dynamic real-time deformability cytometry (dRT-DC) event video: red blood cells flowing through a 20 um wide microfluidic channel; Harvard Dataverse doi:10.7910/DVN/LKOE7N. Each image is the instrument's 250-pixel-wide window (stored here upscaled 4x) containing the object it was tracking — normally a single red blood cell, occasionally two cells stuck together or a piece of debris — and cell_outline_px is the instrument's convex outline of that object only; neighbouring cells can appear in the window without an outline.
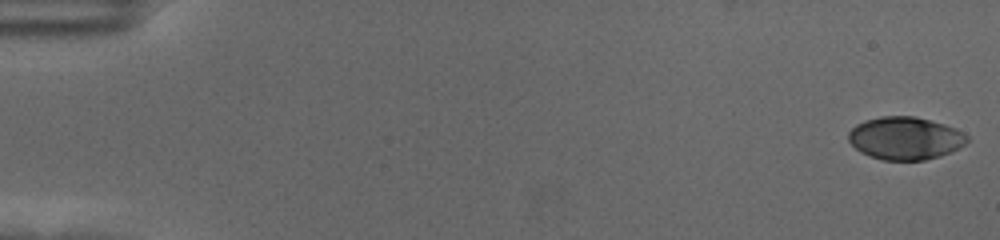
{"species": "human", "species_latin": "Homo sapiens", "temperature_condition": "cold", "stored_images_in_passage": 58, "camera_frame_rate_fps": 3000, "um_per_image_px": 0.085, "donor": {"sex": "female"}, "frame": {"image": 1, "passage_image": 1, "time_ms": 0.0, "image_size_px": [1000, 240], "cell_outline_px": [[968, 140], [964, 144], [952, 152], [940, 156], [924, 160], [884, 160], [860, 152], [848, 140], [848, 132], [856, 124], [864, 120], [880, 116], [916, 116], [944, 124], [956, 128], [964, 132], [968, 136]], "centroid_in_image_um": [76.95, 11.74], "position_along_channel_um": 8.1, "area_um2": 29.65}}
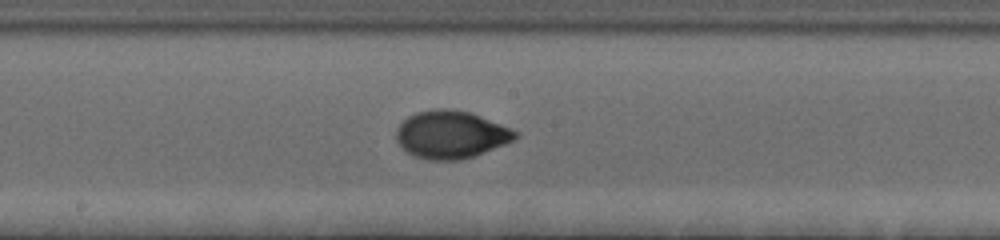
{"frame": {"image": 2, "passage_image": 32, "time_ms": 10.333, "image_size_px": [1000, 240], "cell_outline_px": [[520, 136], [504, 144], [484, 152], [460, 160], [428, 160], [416, 156], [408, 152], [396, 140], [396, 128], [408, 116], [416, 112], [432, 108], [452, 108], [472, 112], [520, 132]], "centroid_in_image_um": [38.34, 11.41], "position_along_channel_um": 209.9, "area_um2": 33.18}}
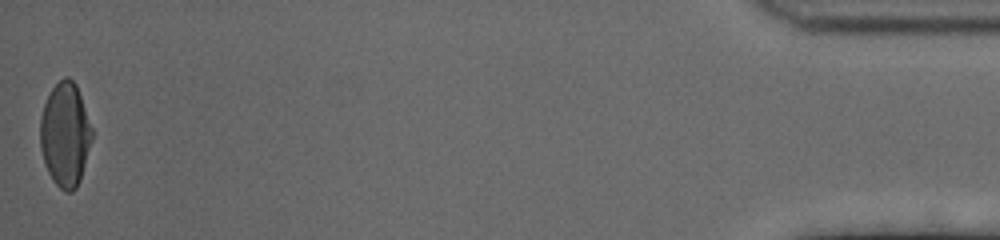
{"frame": {"image": 3, "passage_image": 58, "time_ms": 19.0, "image_size_px": [1000, 240], "cell_outline_px": [[92, 140], [80, 180], [76, 188], [72, 192], [64, 192], [52, 180], [44, 164], [40, 148], [40, 116], [44, 104], [52, 88], [64, 76], [68, 76], [76, 84], [92, 128]], "centroid_in_image_um": [5.53, 11.46], "position_along_channel_um": 429.7, "area_um2": 31.44}, "authors_computed_cell_mechanics": {"area_um2": 31.1831, "velocity_mm_per_s": 3.5261, "shape_relaxation_time_tau1_ms": 4.1613, "shape_relaxation_time_tau2_ms": null, "deformation_change_tau1": 0.1678, "deformation_change_tau2": null}}